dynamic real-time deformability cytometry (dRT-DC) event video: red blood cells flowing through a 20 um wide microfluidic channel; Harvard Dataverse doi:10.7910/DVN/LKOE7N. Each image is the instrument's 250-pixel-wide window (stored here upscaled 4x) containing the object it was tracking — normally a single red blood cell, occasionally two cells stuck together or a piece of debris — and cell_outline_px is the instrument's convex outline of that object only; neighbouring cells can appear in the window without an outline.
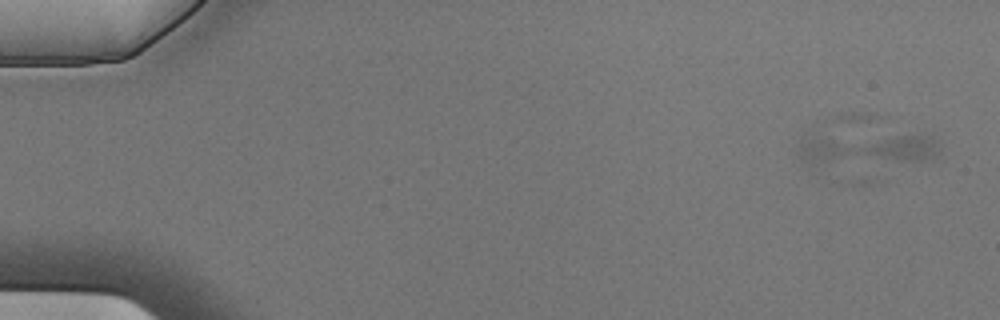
{"species": "Egyptian fruit bat (a non-hibernating species)", "species_latin": "Rousettus aegyptiacus", "temperature_condition": "cold", "stored_images_in_passage": 2, "camera_frame_rate_fps": 3000, "um_per_image_px": 0.085, "animal": {"sex": "male"}, "frame": {"image": 1, "passage_image": 2, "time_ms": 0.333, "image_size_px": [1000, 320], "cell_outline_px": [[940, 152], [932, 160], [900, 160], [856, 152], [860, 148], [896, 136], [932, 136], [940, 140]], "centroid_in_image_um": [76.93, 12.59], "position_along_channel_um": 8.1, "area_um2": 10.98}}